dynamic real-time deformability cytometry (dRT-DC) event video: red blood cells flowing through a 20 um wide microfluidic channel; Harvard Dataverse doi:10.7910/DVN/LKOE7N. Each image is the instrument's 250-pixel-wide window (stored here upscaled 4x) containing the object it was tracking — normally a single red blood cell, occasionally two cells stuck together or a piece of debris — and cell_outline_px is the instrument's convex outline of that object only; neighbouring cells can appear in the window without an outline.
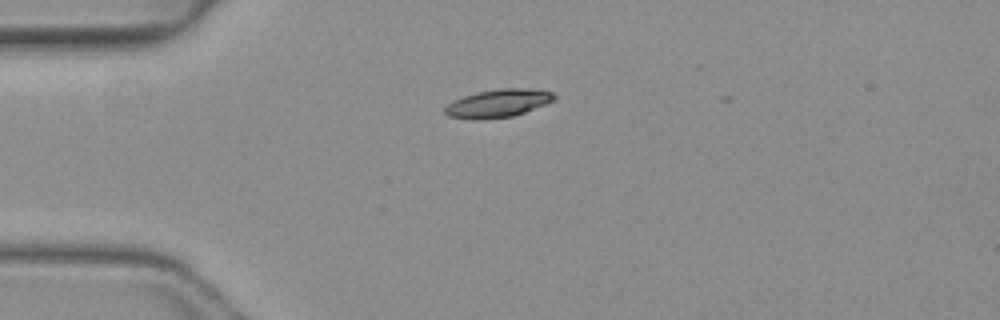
{"species": "common noctule bat (a hibernating species)", "species_latin": "Nyctalus noctula", "temperature_condition": "warm", "stored_images_in_passage": 2, "camera_frame_rate_fps": 3000, "um_per_image_px": 0.085, "animal": {"sex": "female", "body_mass_g": 19.3, "forearm_length_mm": 54.1}, "frame": {"image": 1, "passage_image": 1, "time_ms": 0.0, "image_size_px": [1000, 320], "cell_outline_px": [[556, 100], [524, 112], [512, 116], [480, 120], [468, 120], [448, 116], [444, 112], [444, 108], [452, 100], [464, 96], [480, 92], [500, 88], [540, 88], [552, 92], [556, 96]], "centroid_in_image_um": [42.34, 8.78], "position_along_channel_um": 42.7, "area_um2": 18.09}}